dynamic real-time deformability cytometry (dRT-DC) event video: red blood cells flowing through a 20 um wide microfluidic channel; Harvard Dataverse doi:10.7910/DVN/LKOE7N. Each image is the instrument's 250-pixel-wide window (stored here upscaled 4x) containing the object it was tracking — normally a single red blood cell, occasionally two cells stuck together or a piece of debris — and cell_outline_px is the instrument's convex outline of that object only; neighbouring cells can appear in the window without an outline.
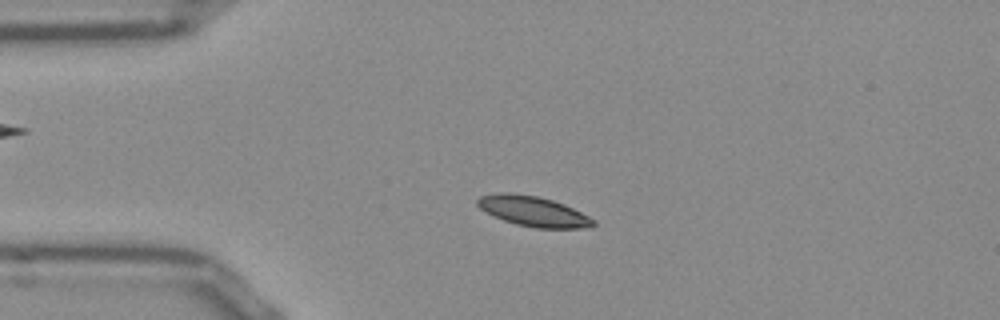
{"species": "Egyptian fruit bat (a non-hibernating species)", "species_latin": "Rousettus aegyptiacus", "temperature_condition": "room temperature", "stored_images_in_passage": 52, "camera_frame_rate_fps": 3000, "um_per_image_px": 0.085, "frame": {"image": 1, "passage_image": 11, "time_ms": 3.333, "image_size_px": [1000, 320], "cell_outline_px": [[596, 224], [592, 228], [536, 228], [516, 224], [504, 220], [480, 208], [476, 204], [476, 200], [480, 196], [504, 192], [508, 192], [536, 196], [552, 200], [564, 204], [596, 220]], "centroid_in_image_um": [45.37, 17.97], "position_along_channel_um": 39.6, "area_um2": 20.17}}
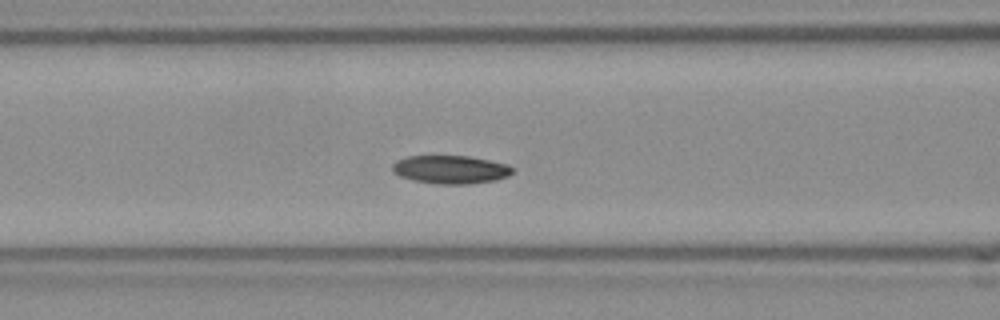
{"frame": {"image": 2, "passage_image": 20, "time_ms": 6.333, "image_size_px": [1000, 320], "cell_outline_px": [[512, 172], [508, 176], [496, 180], [468, 184], [436, 184], [412, 180], [400, 176], [392, 172], [392, 164], [396, 160], [408, 156], [468, 156], [508, 164], [512, 168]], "centroid_in_image_um": [38.26, 14.41], "position_along_channel_um": 128.3, "area_um2": 19.83}}
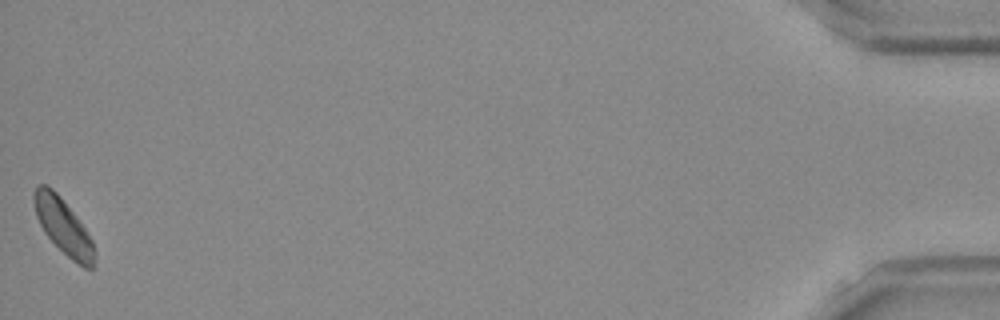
{"frame": {"image": 3, "passage_image": 52, "time_ms": 17.0, "image_size_px": [1000, 320], "cell_outline_px": [[96, 256], [92, 268], [84, 268], [72, 260], [44, 232], [36, 216], [32, 196], [32, 192], [36, 184], [44, 184], [52, 188], [60, 196], [76, 216], [92, 240]], "centroid_in_image_um": [5.35, 19.21], "position_along_channel_um": 429.8, "area_um2": 19.36}, "authors_computed_cell_mechanics": {"area_um2": 19.5364, "velocity_mm_per_s": 3.7789, "shape_relaxation_time_tau1_ms": 3.3007, "shape_relaxation_time_tau2_ms": 5.5263, "deformation_change_tau1": 0.0726, "deformation_change_tau2": 0.066}}